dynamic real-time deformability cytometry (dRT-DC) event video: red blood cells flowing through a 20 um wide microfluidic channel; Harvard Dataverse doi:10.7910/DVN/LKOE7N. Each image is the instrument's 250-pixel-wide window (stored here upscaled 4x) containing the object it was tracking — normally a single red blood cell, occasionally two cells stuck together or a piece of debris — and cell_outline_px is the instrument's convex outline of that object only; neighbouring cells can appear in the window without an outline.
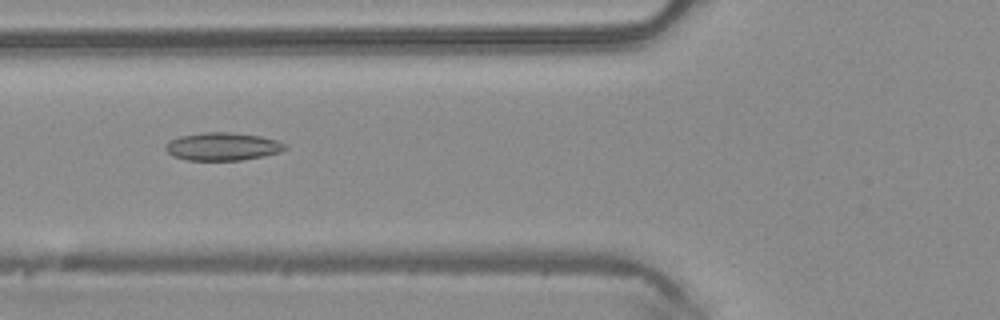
{"species": "common noctule bat (a hibernating species)", "species_latin": "Nyctalus noctula", "temperature_condition": "warm", "stored_images_in_passage": 38, "camera_frame_rate_fps": 3000, "um_per_image_px": 0.085, "animal": {"sex": "male", "body_mass_g": 20.4}, "frame": {"image": 1, "passage_image": 19, "time_ms": 6.0, "image_size_px": [1000, 320], "cell_outline_px": [[288, 148], [280, 152], [264, 156], [240, 160], [188, 160], [172, 156], [164, 148], [168, 140], [180, 136], [204, 132], [232, 132], [260, 136], [276, 140], [284, 144]], "centroid_in_image_um": [18.9, 12.45], "position_along_channel_um": 106.9, "area_um2": 19.48}}
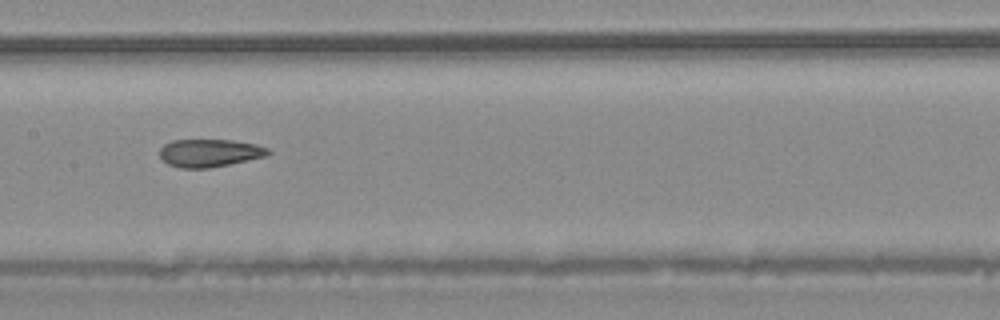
{"frame": {"image": 2, "passage_image": 25, "time_ms": 8.0, "image_size_px": [1000, 320], "cell_outline_px": [[272, 152], [268, 156], [208, 168], [180, 168], [168, 164], [160, 156], [160, 148], [164, 144], [172, 140], [232, 140], [256, 144], [268, 148]], "centroid_in_image_um": [17.83, 13.0], "position_along_channel_um": 189.6, "area_um2": 17.57}}
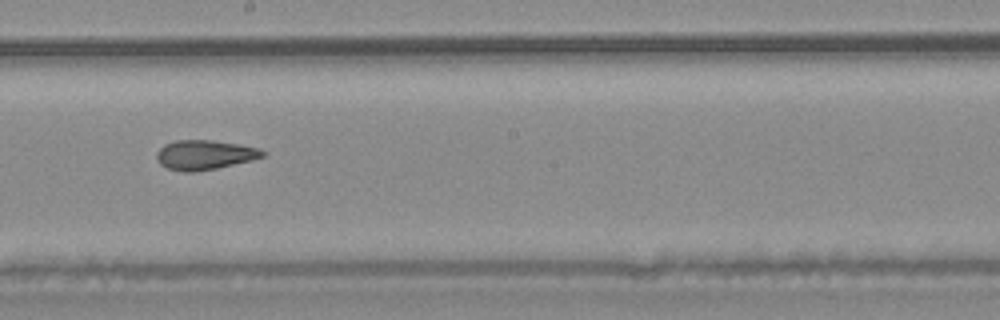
{"frame": {"image": 3, "passage_image": 28, "time_ms": 9.0, "image_size_px": [1000, 320], "cell_outline_px": [[268, 152], [264, 156], [252, 160], [216, 168], [196, 172], [184, 172], [168, 168], [160, 164], [156, 160], [156, 152], [164, 144], [176, 140], [212, 140], [260, 148]], "centroid_in_image_um": [17.39, 13.16], "position_along_channel_um": 230.8, "area_um2": 18.32}}